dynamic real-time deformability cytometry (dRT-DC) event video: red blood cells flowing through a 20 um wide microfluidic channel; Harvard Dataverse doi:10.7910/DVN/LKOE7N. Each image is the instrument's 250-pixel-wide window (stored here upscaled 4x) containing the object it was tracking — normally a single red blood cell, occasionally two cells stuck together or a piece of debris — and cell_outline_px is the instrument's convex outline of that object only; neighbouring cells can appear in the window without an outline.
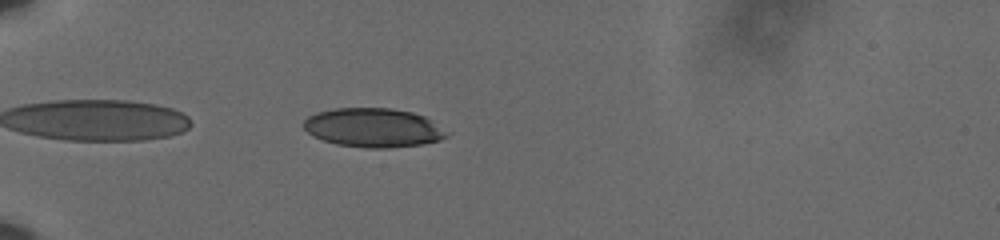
{"species": "human", "species_latin": "Homo sapiens", "temperature_condition": "cold", "stored_images_in_passage": 43, "camera_frame_rate_fps": 3000, "um_per_image_px": 0.085, "donor": {"sex": "male"}, "frame": {"image": 1, "passage_image": 3, "time_ms": 0.667, "image_size_px": [1000, 240], "cell_outline_px": [[452, 132], [448, 136], [440, 140], [420, 144], [388, 148], [368, 148], [336, 144], [324, 140], [308, 132], [304, 128], [304, 120], [308, 116], [316, 112], [332, 108], [392, 108], [412, 112], [424, 116], [432, 120]], "centroid_in_image_um": [31.78, 10.84], "position_along_channel_um": 53.2, "area_um2": 32.71}}
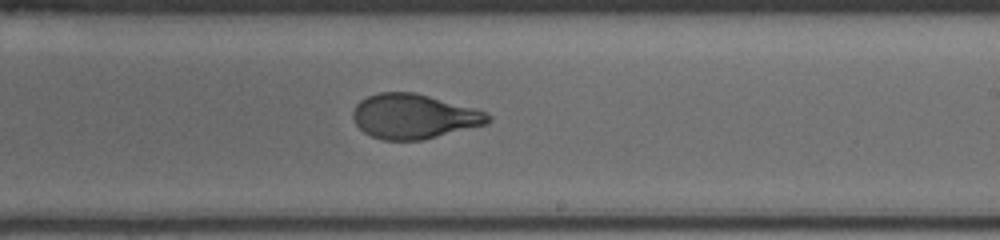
{"frame": {"image": 2, "passage_image": 22, "time_ms": 7.0, "image_size_px": [1000, 240], "cell_outline_px": [[492, 120], [488, 124], [424, 140], [384, 140], [372, 136], [364, 132], [356, 124], [352, 116], [352, 112], [356, 104], [360, 100], [368, 96], [380, 92], [412, 92], [428, 96], [488, 112], [492, 116]], "centroid_in_image_um": [35.2, 9.9], "position_along_channel_um": 253.8, "area_um2": 35.2}}
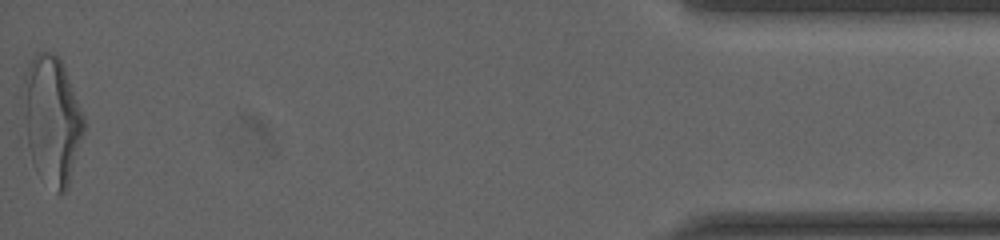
{"frame": {"image": 3, "passage_image": 43, "time_ms": 14.0, "image_size_px": [1000, 240], "cell_outline_px": [[84, 132], [68, 188], [64, 192], [56, 192], [32, 160], [28, 144], [20, 96], [24, 72], [28, 64], [36, 52], [48, 52], [56, 56], [60, 60], [64, 68], [84, 116]], "centroid_in_image_um": [4.39, 10.12], "position_along_channel_um": 430.8, "area_um2": 44.74}, "authors_computed_cell_mechanics": {"area_um2": 35.6626, "velocity_mm_per_s": 3.6144, "shape_relaxation_time_tau1_ms": 4.8986, "shape_relaxation_time_tau2_ms": 0.7565, "deformation_change_tau1": 0.1922, "deformation_change_tau2": 0.0653}}